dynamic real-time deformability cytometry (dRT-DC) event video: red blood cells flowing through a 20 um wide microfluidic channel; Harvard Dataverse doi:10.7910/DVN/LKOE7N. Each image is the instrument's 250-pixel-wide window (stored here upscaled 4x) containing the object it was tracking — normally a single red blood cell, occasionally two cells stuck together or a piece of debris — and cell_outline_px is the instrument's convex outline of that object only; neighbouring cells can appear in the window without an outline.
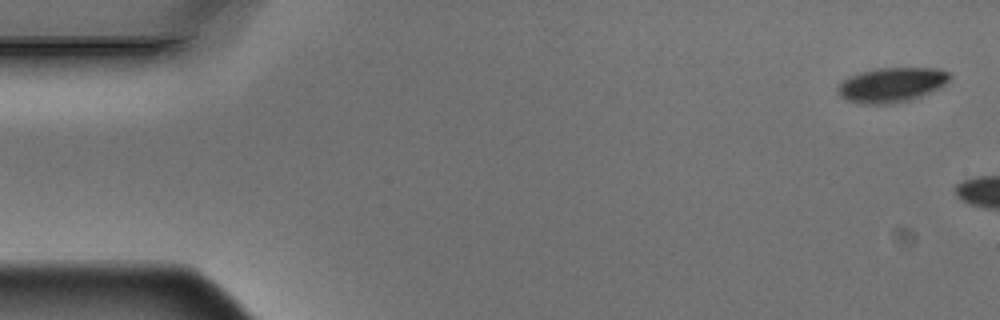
{"species": "Egyptian fruit bat (a non-hibernating species)", "species_latin": "Rousettus aegyptiacus", "temperature_condition": "warm", "stored_images_in_passage": 3, "camera_frame_rate_fps": 3000, "um_per_image_px": 0.085, "animal": {"sex": "male"}, "frame": {"image": 1, "passage_image": 1, "time_ms": 0.0, "image_size_px": [1000, 320], "cell_outline_px": [[952, 76], [944, 84], [920, 96], [908, 100], [888, 104], [864, 104], [848, 100], [840, 96], [836, 92], [836, 88], [840, 80], [848, 76], [860, 72], [876, 68], [936, 68], [948, 72]], "centroid_in_image_um": [75.7, 7.2], "position_along_channel_um": 9.3, "area_um2": 22.54}}